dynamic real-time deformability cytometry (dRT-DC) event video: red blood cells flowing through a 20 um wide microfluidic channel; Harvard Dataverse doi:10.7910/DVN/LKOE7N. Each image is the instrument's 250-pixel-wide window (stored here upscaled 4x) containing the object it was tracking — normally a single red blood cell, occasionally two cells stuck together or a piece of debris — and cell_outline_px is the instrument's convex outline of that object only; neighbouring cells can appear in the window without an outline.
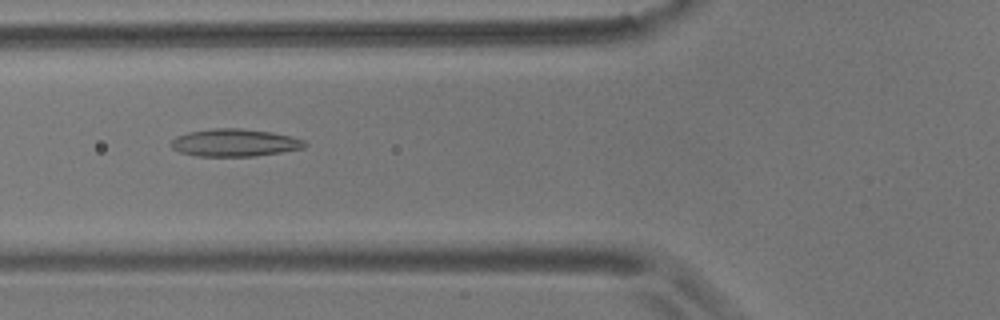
{"species": "common noctule bat (a hibernating species)", "species_latin": "Nyctalus noctula", "temperature_condition": "room temperature", "stored_images_in_passage": 54, "camera_frame_rate_fps": 3000, "um_per_image_px": 0.085, "animal": {"sex": "male", "body_mass_g": 17.9}, "frame": {"image": 1, "passage_image": 20, "time_ms": 6.333, "image_size_px": [1000, 320], "cell_outline_px": [[308, 144], [304, 148], [280, 152], [252, 156], [196, 156], [180, 152], [172, 148], [172, 140], [176, 136], [188, 132], [212, 128], [240, 128], [272, 132], [292, 136], [304, 140]], "centroid_in_image_um": [19.96, 12.12], "position_along_channel_um": 105.8, "area_um2": 21.44}}
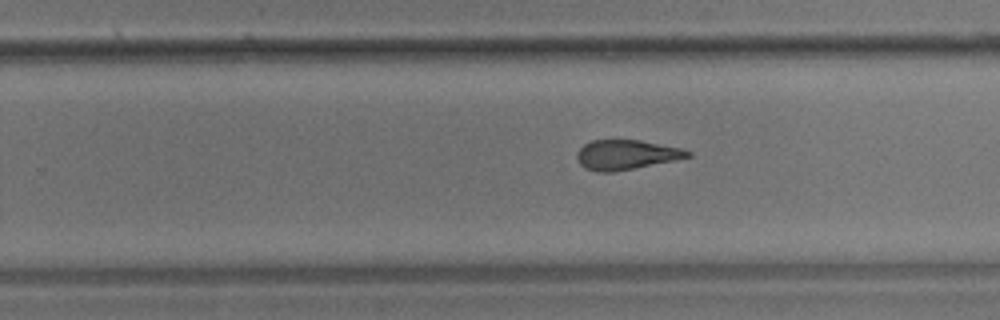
{"frame": {"image": 2, "passage_image": 34, "time_ms": 11.0, "image_size_px": [1000, 320], "cell_outline_px": [[692, 156], [612, 172], [600, 172], [584, 168], [580, 164], [576, 156], [576, 152], [584, 144], [592, 140], [640, 140], [680, 148], [692, 152]], "centroid_in_image_um": [53.18, 13.14], "position_along_channel_um": 276.6, "area_um2": 18.84}}
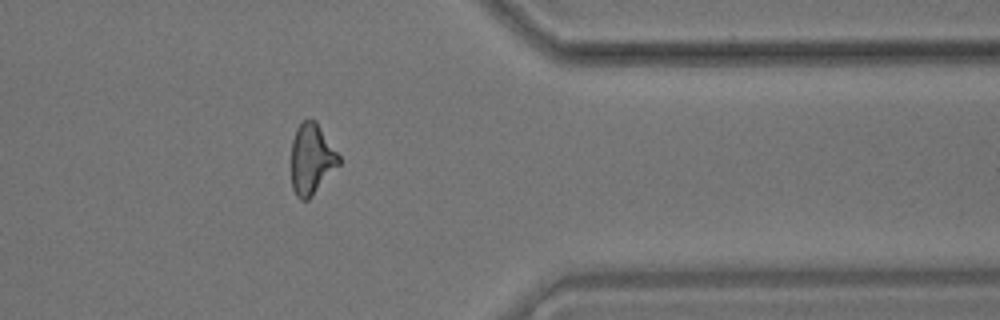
{"frame": {"image": 3, "passage_image": 44, "time_ms": 14.333, "image_size_px": [1000, 320], "cell_outline_px": [[340, 164], [312, 196], [308, 200], [300, 200], [296, 196], [292, 188], [292, 140], [296, 128], [304, 120], [316, 120], [340, 156]], "centroid_in_image_um": [26.49, 13.53], "position_along_channel_um": 384.9, "area_um2": 19.59}, "authors_computed_cell_mechanics": {"area_um2": 20.0566, "velocity_mm_per_s": 3.657, "shape_relaxation_time_tau1_ms": null, "shape_relaxation_time_tau2_ms": 3.4044, "deformation_change_tau1": null, "deformation_change_tau2": 0.1329}}